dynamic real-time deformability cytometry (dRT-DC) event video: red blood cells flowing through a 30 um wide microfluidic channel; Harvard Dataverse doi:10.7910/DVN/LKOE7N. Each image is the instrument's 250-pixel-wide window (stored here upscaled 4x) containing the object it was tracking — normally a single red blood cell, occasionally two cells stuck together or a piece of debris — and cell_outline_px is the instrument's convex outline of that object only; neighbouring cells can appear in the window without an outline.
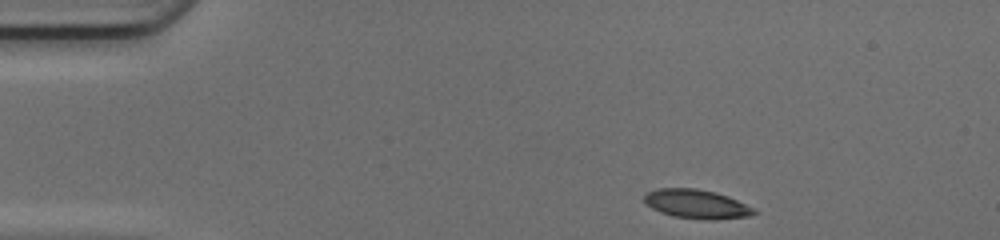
{"species": "common noctule bat (a hibernating species)", "species_latin": "Nyctalus noctula", "temperature_condition": "cold", "stored_images_in_passage": 35, "camera_frame_rate_fps": 3000, "um_per_image_px": 0.085, "animal": {"sex": "female", "body_mass_g": 17.0, "forearm_length_mm": 48.0}, "frame": {"image": 1, "passage_image": 1, "time_ms": 0.0, "image_size_px": [1000, 240], "cell_outline_px": [[760, 212], [752, 216], [712, 220], [708, 220], [672, 216], [660, 212], [644, 204], [644, 196], [648, 192], [656, 188], [696, 188], [716, 192], [728, 196], [756, 208]], "centroid_in_image_um": [59.25, 17.35], "position_along_channel_um": 25.7, "area_um2": 18.9}}
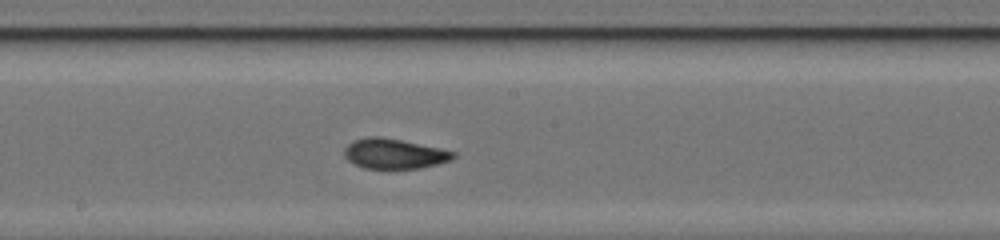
{"frame": {"image": 2, "passage_image": 20, "time_ms": 6.333, "image_size_px": [1000, 240], "cell_outline_px": [[456, 156], [452, 160], [420, 168], [364, 168], [352, 164], [344, 156], [344, 148], [352, 140], [364, 136], [380, 136], [440, 148], [456, 152]], "centroid_in_image_um": [33.47, 13.05], "position_along_channel_um": 214.7, "area_um2": 19.19}}
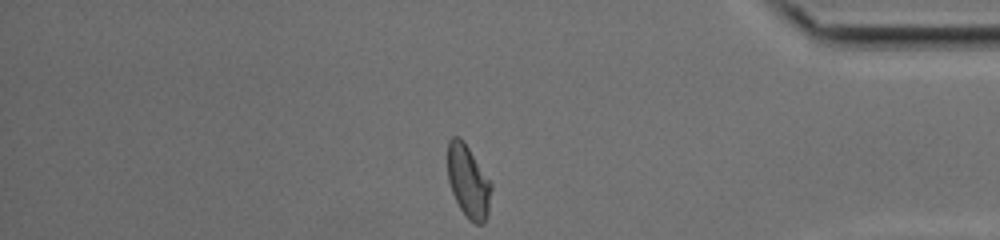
{"frame": {"image": 3, "passage_image": 35, "time_ms": 11.333, "image_size_px": [1000, 240], "cell_outline_px": [[492, 188], [488, 212], [484, 224], [472, 224], [468, 220], [460, 208], [452, 192], [448, 180], [448, 140], [452, 136], [460, 136], [464, 140], [492, 184]], "centroid_in_image_um": [39.8, 15.43], "position_along_channel_um": 395.4, "area_um2": 18.61}, "authors_computed_cell_mechanics": {"area_um2": 19.0162, "velocity_mm_per_s": 4.1967, "shape_relaxation_time_tau1_ms": 7.4306, "shape_relaxation_time_tau2_ms": 1.6557, "deformation_change_tau1": 0.2015, "deformation_change_tau2": 0.071}}